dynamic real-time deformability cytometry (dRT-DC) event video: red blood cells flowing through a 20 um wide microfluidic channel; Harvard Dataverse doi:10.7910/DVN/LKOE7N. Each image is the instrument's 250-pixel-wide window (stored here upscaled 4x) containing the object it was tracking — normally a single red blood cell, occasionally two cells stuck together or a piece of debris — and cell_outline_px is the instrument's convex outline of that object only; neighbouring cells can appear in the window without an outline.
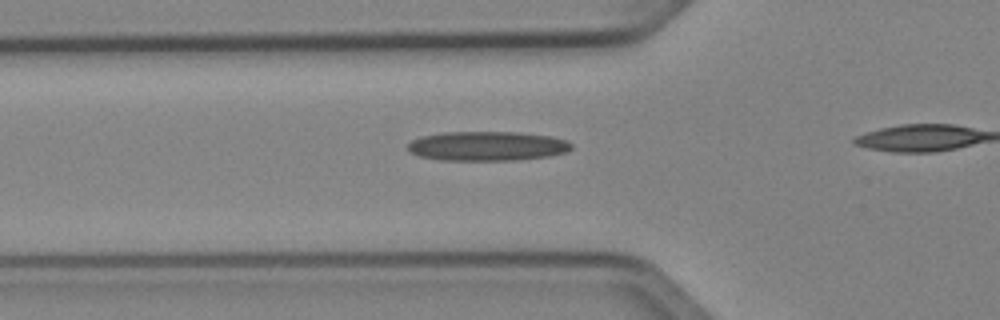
{"species": "Egyptian fruit bat (a non-hibernating species)", "species_latin": "Rousettus aegyptiacus", "temperature_condition": "cold", "stored_images_in_passage": 36, "camera_frame_rate_fps": 3000, "um_per_image_px": 0.085, "animal": {"sex": "female"}, "frame": {"image": 1, "passage_image": 13, "time_ms": 4.0, "image_size_px": [1000, 320], "cell_outline_px": [[572, 148], [568, 152], [548, 156], [516, 160], [440, 160], [420, 156], [412, 152], [408, 148], [408, 144], [412, 140], [420, 136], [444, 132], [520, 132], [552, 136], [568, 140], [572, 144]], "centroid_in_image_um": [41.46, 12.41], "position_along_channel_um": 84.3, "area_um2": 28.21}}
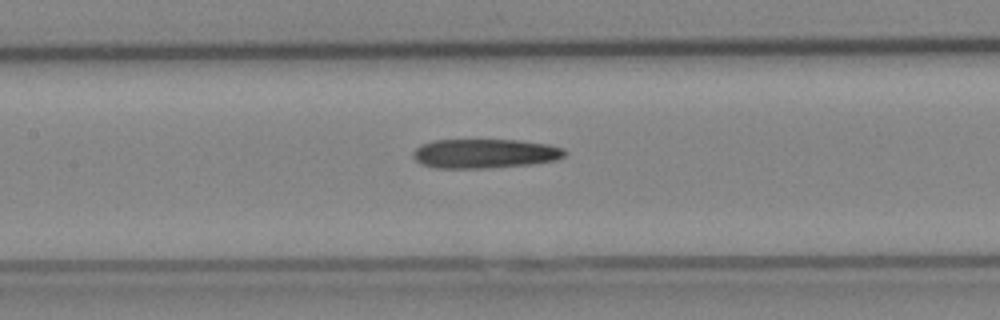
{"frame": {"image": 2, "passage_image": 19, "time_ms": 6.0, "image_size_px": [1000, 320], "cell_outline_px": [[568, 152], [564, 156], [556, 160], [532, 164], [488, 168], [436, 168], [420, 164], [412, 156], [412, 152], [420, 144], [432, 140], [520, 140], [548, 144], [564, 148]], "centroid_in_image_um": [41.2, 13.05], "position_along_channel_um": 166.2, "area_um2": 26.18}}
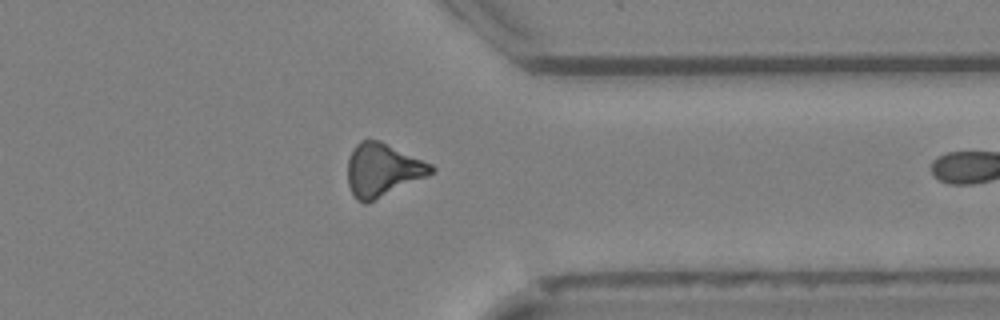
{"frame": {"image": 3, "passage_image": 35, "time_ms": 11.333, "image_size_px": [1000, 320], "cell_outline_px": [[436, 168], [428, 176], [368, 204], [364, 204], [356, 200], [348, 184], [348, 160], [352, 148], [360, 140], [380, 140], [432, 164]], "centroid_in_image_um": [32.51, 14.46], "position_along_channel_um": 378.9, "area_um2": 26.07}}